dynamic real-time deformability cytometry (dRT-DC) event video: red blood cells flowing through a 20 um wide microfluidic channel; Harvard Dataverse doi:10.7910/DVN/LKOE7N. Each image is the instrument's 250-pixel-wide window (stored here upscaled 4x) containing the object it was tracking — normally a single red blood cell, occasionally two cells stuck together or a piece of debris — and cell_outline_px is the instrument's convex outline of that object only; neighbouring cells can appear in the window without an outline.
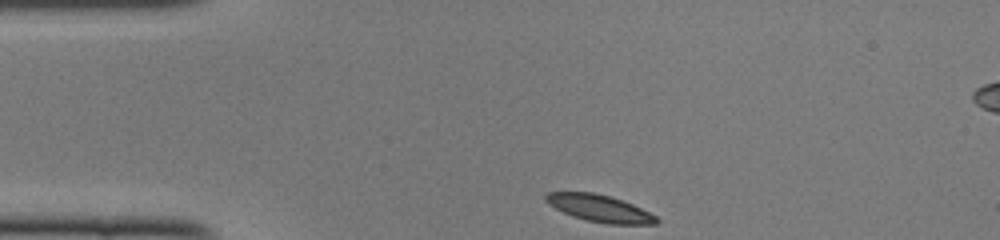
{"species": "common noctule bat (a hibernating species)", "species_latin": "Nyctalus noctula", "temperature_condition": "cold", "stored_images_in_passage": 41, "camera_frame_rate_fps": 3000, "um_per_image_px": 0.085, "animal": {"sex": "female", "body_mass_g": 22.0, "forearm_length_mm": 56.7}, "frame": {"image": 1, "passage_image": 1, "time_ms": 0.0, "image_size_px": [1000, 240], "cell_outline_px": [[660, 220], [656, 224], [608, 224], [588, 220], [572, 216], [548, 204], [544, 200], [544, 196], [548, 192], [592, 192], [624, 200], [656, 216]], "centroid_in_image_um": [50.96, 17.7], "position_along_channel_um": 34.0, "area_um2": 17.28}}
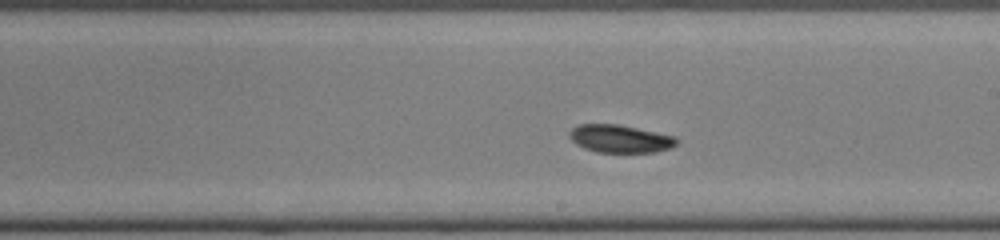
{"frame": {"image": 2, "passage_image": 19, "time_ms": 6.0, "image_size_px": [1000, 240], "cell_outline_px": [[680, 140], [676, 144], [668, 148], [656, 152], [596, 152], [584, 148], [576, 144], [568, 136], [568, 132], [576, 124], [620, 124], [676, 136]], "centroid_in_image_um": [52.69, 11.78], "position_along_channel_um": 236.3, "area_um2": 17.57}}
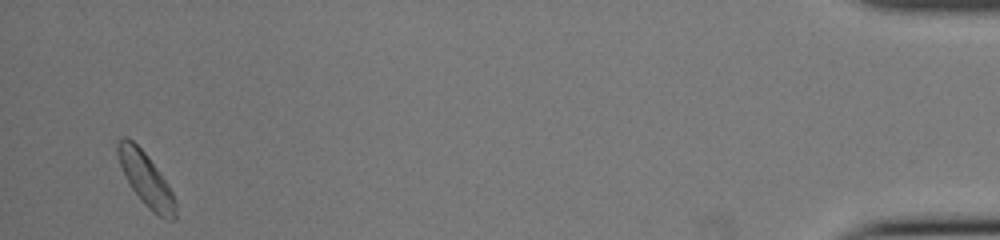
{"frame": {"image": 3, "passage_image": 39, "time_ms": 12.667, "image_size_px": [1000, 240], "cell_outline_px": [[176, 216], [172, 220], [164, 220], [152, 212], [148, 208], [132, 188], [124, 176], [116, 152], [116, 144], [124, 136], [128, 136], [148, 156], [168, 184], [176, 200]], "centroid_in_image_um": [12.41, 15.25], "position_along_channel_um": 422.8, "area_um2": 17.92}, "authors_computed_cell_mechanics": {"area_um2": 17.5712, "velocity_mm_per_s": 4.0276, "shape_relaxation_time_tau1_ms": 2.5863, "shape_relaxation_time_tau2_ms": null, "deformation_change_tau1": 0.0738, "deformation_change_tau2": null}}